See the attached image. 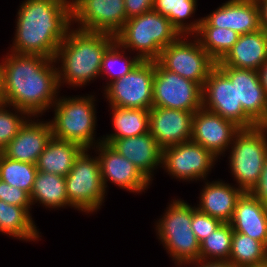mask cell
<instances>
[{
    "label": "cell",
    "mask_w": 267,
    "mask_h": 267,
    "mask_svg": "<svg viewBox=\"0 0 267 267\" xmlns=\"http://www.w3.org/2000/svg\"><path fill=\"white\" fill-rule=\"evenodd\" d=\"M156 61L164 69L194 81L201 87L216 66V61L202 48L194 35H181L161 51Z\"/></svg>",
    "instance_id": "9c48e42d"
},
{
    "label": "cell",
    "mask_w": 267,
    "mask_h": 267,
    "mask_svg": "<svg viewBox=\"0 0 267 267\" xmlns=\"http://www.w3.org/2000/svg\"><path fill=\"white\" fill-rule=\"evenodd\" d=\"M241 129L231 120L201 107L193 116L191 140L221 159Z\"/></svg>",
    "instance_id": "9a60e30c"
},
{
    "label": "cell",
    "mask_w": 267,
    "mask_h": 267,
    "mask_svg": "<svg viewBox=\"0 0 267 267\" xmlns=\"http://www.w3.org/2000/svg\"><path fill=\"white\" fill-rule=\"evenodd\" d=\"M230 225L233 231L262 242L267 247V205L244 192L238 199Z\"/></svg>",
    "instance_id": "cb8c5ba5"
},
{
    "label": "cell",
    "mask_w": 267,
    "mask_h": 267,
    "mask_svg": "<svg viewBox=\"0 0 267 267\" xmlns=\"http://www.w3.org/2000/svg\"><path fill=\"white\" fill-rule=\"evenodd\" d=\"M8 52L3 59L5 104L42 116L60 93L55 60Z\"/></svg>",
    "instance_id": "6da1fadb"
},
{
    "label": "cell",
    "mask_w": 267,
    "mask_h": 267,
    "mask_svg": "<svg viewBox=\"0 0 267 267\" xmlns=\"http://www.w3.org/2000/svg\"><path fill=\"white\" fill-rule=\"evenodd\" d=\"M201 19L199 27L227 28L240 35L261 29L256 0H228Z\"/></svg>",
    "instance_id": "d6986e66"
},
{
    "label": "cell",
    "mask_w": 267,
    "mask_h": 267,
    "mask_svg": "<svg viewBox=\"0 0 267 267\" xmlns=\"http://www.w3.org/2000/svg\"><path fill=\"white\" fill-rule=\"evenodd\" d=\"M222 222L208 214L199 211L196 206L192 207L191 228L201 243L210 233H213Z\"/></svg>",
    "instance_id": "d590c367"
},
{
    "label": "cell",
    "mask_w": 267,
    "mask_h": 267,
    "mask_svg": "<svg viewBox=\"0 0 267 267\" xmlns=\"http://www.w3.org/2000/svg\"><path fill=\"white\" fill-rule=\"evenodd\" d=\"M266 61L267 31L260 29L239 35L237 42L216 65L258 71Z\"/></svg>",
    "instance_id": "603a6c76"
},
{
    "label": "cell",
    "mask_w": 267,
    "mask_h": 267,
    "mask_svg": "<svg viewBox=\"0 0 267 267\" xmlns=\"http://www.w3.org/2000/svg\"><path fill=\"white\" fill-rule=\"evenodd\" d=\"M115 41L112 34L71 28L54 58L56 64L61 63L57 66L59 88L64 83L83 87L100 77L104 53Z\"/></svg>",
    "instance_id": "3957f363"
},
{
    "label": "cell",
    "mask_w": 267,
    "mask_h": 267,
    "mask_svg": "<svg viewBox=\"0 0 267 267\" xmlns=\"http://www.w3.org/2000/svg\"><path fill=\"white\" fill-rule=\"evenodd\" d=\"M5 104L3 60L0 62V105Z\"/></svg>",
    "instance_id": "7bdbcfd3"
},
{
    "label": "cell",
    "mask_w": 267,
    "mask_h": 267,
    "mask_svg": "<svg viewBox=\"0 0 267 267\" xmlns=\"http://www.w3.org/2000/svg\"><path fill=\"white\" fill-rule=\"evenodd\" d=\"M239 33L227 28L199 27L194 36L202 48L216 61H220L237 42Z\"/></svg>",
    "instance_id": "4dcf8cb0"
},
{
    "label": "cell",
    "mask_w": 267,
    "mask_h": 267,
    "mask_svg": "<svg viewBox=\"0 0 267 267\" xmlns=\"http://www.w3.org/2000/svg\"><path fill=\"white\" fill-rule=\"evenodd\" d=\"M229 167L237 187L250 192L258 183L267 157V126L242 128L231 144Z\"/></svg>",
    "instance_id": "52a82bcc"
},
{
    "label": "cell",
    "mask_w": 267,
    "mask_h": 267,
    "mask_svg": "<svg viewBox=\"0 0 267 267\" xmlns=\"http://www.w3.org/2000/svg\"><path fill=\"white\" fill-rule=\"evenodd\" d=\"M83 150L79 144L52 136L40 154L36 168L41 172L66 177L72 169L75 159Z\"/></svg>",
    "instance_id": "d4e9b609"
},
{
    "label": "cell",
    "mask_w": 267,
    "mask_h": 267,
    "mask_svg": "<svg viewBox=\"0 0 267 267\" xmlns=\"http://www.w3.org/2000/svg\"><path fill=\"white\" fill-rule=\"evenodd\" d=\"M233 232L230 223H222L200 243L199 260L229 261Z\"/></svg>",
    "instance_id": "d6a6232c"
},
{
    "label": "cell",
    "mask_w": 267,
    "mask_h": 267,
    "mask_svg": "<svg viewBox=\"0 0 267 267\" xmlns=\"http://www.w3.org/2000/svg\"><path fill=\"white\" fill-rule=\"evenodd\" d=\"M259 9L261 29L267 31V0H256Z\"/></svg>",
    "instance_id": "60d3db41"
},
{
    "label": "cell",
    "mask_w": 267,
    "mask_h": 267,
    "mask_svg": "<svg viewBox=\"0 0 267 267\" xmlns=\"http://www.w3.org/2000/svg\"><path fill=\"white\" fill-rule=\"evenodd\" d=\"M154 0H125L126 21L153 10Z\"/></svg>",
    "instance_id": "74e56055"
},
{
    "label": "cell",
    "mask_w": 267,
    "mask_h": 267,
    "mask_svg": "<svg viewBox=\"0 0 267 267\" xmlns=\"http://www.w3.org/2000/svg\"><path fill=\"white\" fill-rule=\"evenodd\" d=\"M88 152L84 149L75 159L65 182L70 207L91 214L104 203L107 191L102 183L99 159Z\"/></svg>",
    "instance_id": "ba28073f"
},
{
    "label": "cell",
    "mask_w": 267,
    "mask_h": 267,
    "mask_svg": "<svg viewBox=\"0 0 267 267\" xmlns=\"http://www.w3.org/2000/svg\"><path fill=\"white\" fill-rule=\"evenodd\" d=\"M180 36L168 18L155 10L128 19L115 35L116 41L130 53L136 51L141 61H156L161 51Z\"/></svg>",
    "instance_id": "277c9868"
},
{
    "label": "cell",
    "mask_w": 267,
    "mask_h": 267,
    "mask_svg": "<svg viewBox=\"0 0 267 267\" xmlns=\"http://www.w3.org/2000/svg\"><path fill=\"white\" fill-rule=\"evenodd\" d=\"M115 132L103 135L102 141L110 144L114 139L127 138L149 132V110L110 106Z\"/></svg>",
    "instance_id": "83f0119b"
},
{
    "label": "cell",
    "mask_w": 267,
    "mask_h": 267,
    "mask_svg": "<svg viewBox=\"0 0 267 267\" xmlns=\"http://www.w3.org/2000/svg\"><path fill=\"white\" fill-rule=\"evenodd\" d=\"M30 117L31 115L25 110L8 104L0 105V151L17 135Z\"/></svg>",
    "instance_id": "e575fe53"
},
{
    "label": "cell",
    "mask_w": 267,
    "mask_h": 267,
    "mask_svg": "<svg viewBox=\"0 0 267 267\" xmlns=\"http://www.w3.org/2000/svg\"><path fill=\"white\" fill-rule=\"evenodd\" d=\"M125 48L115 41L104 53L100 76L110 78L106 85L129 73L141 60L137 56H126ZM103 75V76H102Z\"/></svg>",
    "instance_id": "836d02e7"
},
{
    "label": "cell",
    "mask_w": 267,
    "mask_h": 267,
    "mask_svg": "<svg viewBox=\"0 0 267 267\" xmlns=\"http://www.w3.org/2000/svg\"><path fill=\"white\" fill-rule=\"evenodd\" d=\"M153 106L196 112L202 107V87L164 69L155 61Z\"/></svg>",
    "instance_id": "8fae6325"
},
{
    "label": "cell",
    "mask_w": 267,
    "mask_h": 267,
    "mask_svg": "<svg viewBox=\"0 0 267 267\" xmlns=\"http://www.w3.org/2000/svg\"><path fill=\"white\" fill-rule=\"evenodd\" d=\"M58 96L52 105L54 118L49 120L53 137L79 144L91 150L102 139H95L97 115L95 95ZM91 148V149H90Z\"/></svg>",
    "instance_id": "5b68a950"
},
{
    "label": "cell",
    "mask_w": 267,
    "mask_h": 267,
    "mask_svg": "<svg viewBox=\"0 0 267 267\" xmlns=\"http://www.w3.org/2000/svg\"><path fill=\"white\" fill-rule=\"evenodd\" d=\"M96 147V148H95ZM93 149L98 154L101 178L105 191L110 181L120 189L132 193L145 192L152 183L127 158L120 155L110 144L100 142Z\"/></svg>",
    "instance_id": "2e32d148"
},
{
    "label": "cell",
    "mask_w": 267,
    "mask_h": 267,
    "mask_svg": "<svg viewBox=\"0 0 267 267\" xmlns=\"http://www.w3.org/2000/svg\"><path fill=\"white\" fill-rule=\"evenodd\" d=\"M258 74L262 87L267 96V61L258 69Z\"/></svg>",
    "instance_id": "b9f144b4"
},
{
    "label": "cell",
    "mask_w": 267,
    "mask_h": 267,
    "mask_svg": "<svg viewBox=\"0 0 267 267\" xmlns=\"http://www.w3.org/2000/svg\"><path fill=\"white\" fill-rule=\"evenodd\" d=\"M32 215L24 208L0 200V232L23 241H38L39 234Z\"/></svg>",
    "instance_id": "484cf974"
},
{
    "label": "cell",
    "mask_w": 267,
    "mask_h": 267,
    "mask_svg": "<svg viewBox=\"0 0 267 267\" xmlns=\"http://www.w3.org/2000/svg\"><path fill=\"white\" fill-rule=\"evenodd\" d=\"M197 0H154L153 10L166 16L181 35H194L202 19L187 22L195 15Z\"/></svg>",
    "instance_id": "f1b7e54d"
},
{
    "label": "cell",
    "mask_w": 267,
    "mask_h": 267,
    "mask_svg": "<svg viewBox=\"0 0 267 267\" xmlns=\"http://www.w3.org/2000/svg\"><path fill=\"white\" fill-rule=\"evenodd\" d=\"M164 216L156 221V235L176 266L199 260L200 243L192 228V206L172 199Z\"/></svg>",
    "instance_id": "8992f818"
},
{
    "label": "cell",
    "mask_w": 267,
    "mask_h": 267,
    "mask_svg": "<svg viewBox=\"0 0 267 267\" xmlns=\"http://www.w3.org/2000/svg\"><path fill=\"white\" fill-rule=\"evenodd\" d=\"M0 200L12 205L24 207L29 213L32 208L30 195L17 187L0 180Z\"/></svg>",
    "instance_id": "8d00e7d4"
},
{
    "label": "cell",
    "mask_w": 267,
    "mask_h": 267,
    "mask_svg": "<svg viewBox=\"0 0 267 267\" xmlns=\"http://www.w3.org/2000/svg\"><path fill=\"white\" fill-rule=\"evenodd\" d=\"M19 7L10 50L54 59L73 26L71 0H24Z\"/></svg>",
    "instance_id": "7a4b0ae2"
},
{
    "label": "cell",
    "mask_w": 267,
    "mask_h": 267,
    "mask_svg": "<svg viewBox=\"0 0 267 267\" xmlns=\"http://www.w3.org/2000/svg\"><path fill=\"white\" fill-rule=\"evenodd\" d=\"M31 204H42L43 207L59 209L69 205L66 193L65 177L38 171L30 193Z\"/></svg>",
    "instance_id": "4316f807"
},
{
    "label": "cell",
    "mask_w": 267,
    "mask_h": 267,
    "mask_svg": "<svg viewBox=\"0 0 267 267\" xmlns=\"http://www.w3.org/2000/svg\"><path fill=\"white\" fill-rule=\"evenodd\" d=\"M250 193L263 204L267 205V157L258 183L252 188Z\"/></svg>",
    "instance_id": "f35d334b"
},
{
    "label": "cell",
    "mask_w": 267,
    "mask_h": 267,
    "mask_svg": "<svg viewBox=\"0 0 267 267\" xmlns=\"http://www.w3.org/2000/svg\"><path fill=\"white\" fill-rule=\"evenodd\" d=\"M191 264L193 265V267H235L229 261H208V260H204V261L197 260V261H193L189 263H183L176 267H183V266L185 267V265L192 266Z\"/></svg>",
    "instance_id": "ab89813d"
},
{
    "label": "cell",
    "mask_w": 267,
    "mask_h": 267,
    "mask_svg": "<svg viewBox=\"0 0 267 267\" xmlns=\"http://www.w3.org/2000/svg\"><path fill=\"white\" fill-rule=\"evenodd\" d=\"M76 29L116 35L126 22L125 0H71Z\"/></svg>",
    "instance_id": "4fadbf2b"
},
{
    "label": "cell",
    "mask_w": 267,
    "mask_h": 267,
    "mask_svg": "<svg viewBox=\"0 0 267 267\" xmlns=\"http://www.w3.org/2000/svg\"><path fill=\"white\" fill-rule=\"evenodd\" d=\"M217 160L209 150L192 140L162 150V168L179 181H205Z\"/></svg>",
    "instance_id": "7c38bea8"
},
{
    "label": "cell",
    "mask_w": 267,
    "mask_h": 267,
    "mask_svg": "<svg viewBox=\"0 0 267 267\" xmlns=\"http://www.w3.org/2000/svg\"><path fill=\"white\" fill-rule=\"evenodd\" d=\"M202 107L231 120L241 128L257 126L237 103L235 83L216 65L202 87Z\"/></svg>",
    "instance_id": "5bb4252c"
},
{
    "label": "cell",
    "mask_w": 267,
    "mask_h": 267,
    "mask_svg": "<svg viewBox=\"0 0 267 267\" xmlns=\"http://www.w3.org/2000/svg\"><path fill=\"white\" fill-rule=\"evenodd\" d=\"M155 61H140L125 76L105 85L109 106L150 110L153 106Z\"/></svg>",
    "instance_id": "30bf717a"
},
{
    "label": "cell",
    "mask_w": 267,
    "mask_h": 267,
    "mask_svg": "<svg viewBox=\"0 0 267 267\" xmlns=\"http://www.w3.org/2000/svg\"><path fill=\"white\" fill-rule=\"evenodd\" d=\"M37 172L36 164L13 160L1 154L0 180L26 191L29 195Z\"/></svg>",
    "instance_id": "1f68e13d"
},
{
    "label": "cell",
    "mask_w": 267,
    "mask_h": 267,
    "mask_svg": "<svg viewBox=\"0 0 267 267\" xmlns=\"http://www.w3.org/2000/svg\"><path fill=\"white\" fill-rule=\"evenodd\" d=\"M110 145L152 183L154 170L162 167L163 150L152 134L114 139Z\"/></svg>",
    "instance_id": "44dd1931"
},
{
    "label": "cell",
    "mask_w": 267,
    "mask_h": 267,
    "mask_svg": "<svg viewBox=\"0 0 267 267\" xmlns=\"http://www.w3.org/2000/svg\"><path fill=\"white\" fill-rule=\"evenodd\" d=\"M32 120V116L21 127L17 135L2 150V153L13 160L36 164L40 154L52 138L49 121Z\"/></svg>",
    "instance_id": "ffe728a7"
},
{
    "label": "cell",
    "mask_w": 267,
    "mask_h": 267,
    "mask_svg": "<svg viewBox=\"0 0 267 267\" xmlns=\"http://www.w3.org/2000/svg\"><path fill=\"white\" fill-rule=\"evenodd\" d=\"M194 112L152 107L149 110V133L157 144L167 148L192 139Z\"/></svg>",
    "instance_id": "ac0fdd59"
},
{
    "label": "cell",
    "mask_w": 267,
    "mask_h": 267,
    "mask_svg": "<svg viewBox=\"0 0 267 267\" xmlns=\"http://www.w3.org/2000/svg\"><path fill=\"white\" fill-rule=\"evenodd\" d=\"M218 67L235 83L237 103H241L244 113L257 126H267V96L258 71L230 66Z\"/></svg>",
    "instance_id": "e0dca14e"
},
{
    "label": "cell",
    "mask_w": 267,
    "mask_h": 267,
    "mask_svg": "<svg viewBox=\"0 0 267 267\" xmlns=\"http://www.w3.org/2000/svg\"><path fill=\"white\" fill-rule=\"evenodd\" d=\"M229 262L235 267H264L267 247L258 240L234 231Z\"/></svg>",
    "instance_id": "f546056e"
},
{
    "label": "cell",
    "mask_w": 267,
    "mask_h": 267,
    "mask_svg": "<svg viewBox=\"0 0 267 267\" xmlns=\"http://www.w3.org/2000/svg\"><path fill=\"white\" fill-rule=\"evenodd\" d=\"M235 186L236 184L233 186L219 179L212 182L206 180L196 208L222 223H230L236 203L244 193L241 188Z\"/></svg>",
    "instance_id": "7402d4cb"
}]
</instances>
